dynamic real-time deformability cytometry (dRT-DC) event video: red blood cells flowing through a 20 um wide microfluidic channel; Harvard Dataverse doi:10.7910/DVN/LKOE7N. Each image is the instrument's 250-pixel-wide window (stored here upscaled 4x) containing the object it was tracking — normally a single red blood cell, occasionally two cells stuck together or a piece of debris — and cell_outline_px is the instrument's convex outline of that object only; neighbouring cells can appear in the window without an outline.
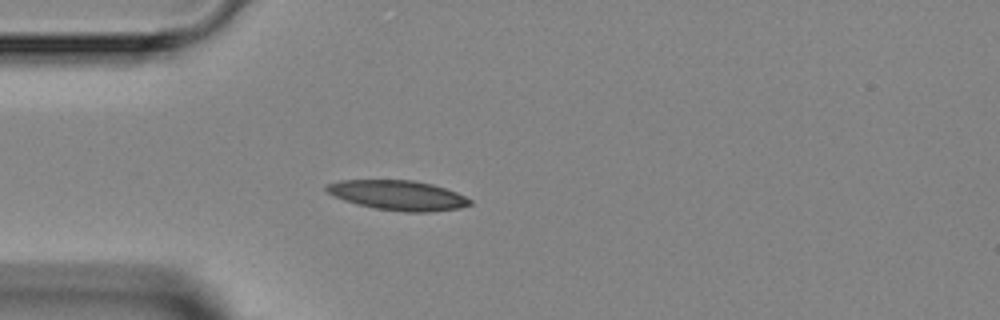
{"species": "Egyptian fruit bat (a non-hibernating species)", "species_latin": "Rousettus aegyptiacus", "temperature_condition": "room temperature", "stored_images_in_passage": 1, "camera_frame_rate_fps": 3000, "um_per_image_px": 0.085, "animal": {"sex": "female"}, "frame": {"image": 1, "passage_image": 1, "time_ms": 0.0, "image_size_px": [1000, 320], "cell_outline_px": [[472, 204], [460, 208], [432, 212], [404, 212], [376, 208], [356, 204], [344, 200], [328, 192], [324, 188], [328, 184], [340, 180], [412, 180], [432, 184], [456, 192], [472, 200]], "centroid_in_image_um": [33.85, 16.6], "position_along_channel_um": 51.1, "area_um2": 24.8}}